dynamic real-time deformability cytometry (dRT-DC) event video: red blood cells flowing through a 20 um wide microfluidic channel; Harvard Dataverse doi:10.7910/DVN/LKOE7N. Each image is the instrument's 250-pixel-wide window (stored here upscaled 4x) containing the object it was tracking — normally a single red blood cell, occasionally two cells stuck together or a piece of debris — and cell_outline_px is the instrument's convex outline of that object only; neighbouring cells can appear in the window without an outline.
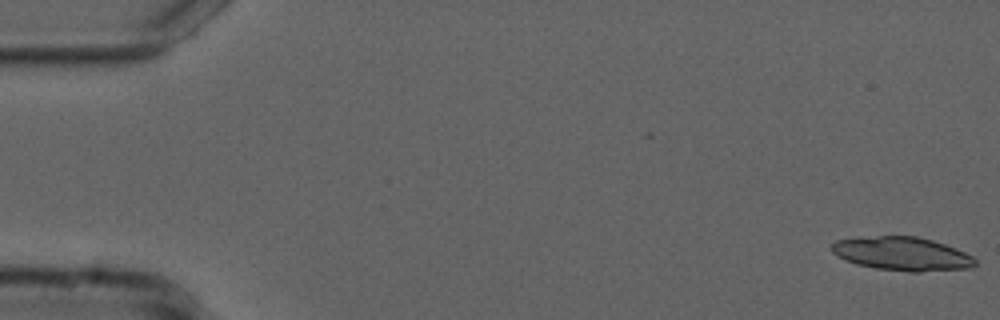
{"species": "common noctule bat (a hibernating species)", "species_latin": "Nyctalus noctula", "temperature_condition": "cold", "stored_images_in_passage": 20, "camera_frame_rate_fps": 3000, "um_per_image_px": 0.085, "animal": {"sex": "male", "forearm_length_mm": 52.5}, "frame": {"image": 1, "passage_image": 1, "time_ms": 0.0, "image_size_px": [1000, 320], "cell_outline_px": [[976, 264], [972, 268], [920, 272], [908, 272], [876, 268], [856, 264], [844, 260], [836, 256], [832, 252], [832, 244], [836, 240], [876, 236], [916, 236], [932, 240], [944, 244], [964, 252], [972, 256], [976, 260]], "centroid_in_image_um": [76.68, 21.58], "position_along_channel_um": 8.3, "area_um2": 28.09}}